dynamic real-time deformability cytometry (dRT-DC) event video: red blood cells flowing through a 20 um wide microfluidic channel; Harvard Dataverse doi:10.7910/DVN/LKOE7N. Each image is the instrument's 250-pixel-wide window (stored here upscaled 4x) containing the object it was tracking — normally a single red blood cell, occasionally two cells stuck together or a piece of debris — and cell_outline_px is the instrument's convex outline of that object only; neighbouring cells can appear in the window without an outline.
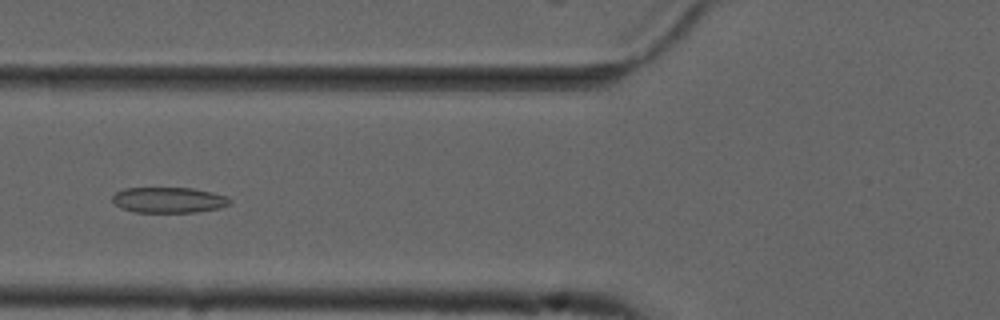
{"species": "common noctule bat (a hibernating species)", "species_latin": "Nyctalus noctula", "temperature_condition": "cold", "stored_images_in_passage": 54, "camera_frame_rate_fps": 3000, "um_per_image_px": 0.085, "animal": {"sex": "male", "forearm_length_mm": 52.5}, "frame": {"image": 1, "passage_image": 21, "time_ms": 6.667, "image_size_px": [1000, 320], "cell_outline_px": [[232, 200], [228, 204], [220, 208], [196, 212], [132, 212], [120, 208], [112, 200], [112, 196], [116, 192], [124, 188], [192, 188], [212, 192], [228, 196]], "centroid_in_image_um": [14.34, 17.0], "position_along_channel_um": 111.5, "area_um2": 17.63}}
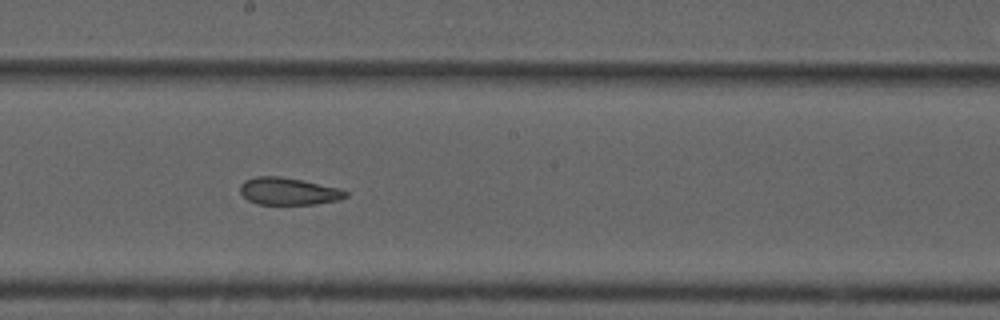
{"frame": {"image": 2, "passage_image": 30, "time_ms": 9.667, "image_size_px": [1000, 320], "cell_outline_px": [[348, 196], [336, 200], [316, 204], [256, 204], [248, 200], [240, 192], [240, 184], [244, 180], [256, 176], [280, 176], [340, 188], [348, 192]], "centroid_in_image_um": [24.49, 16.25], "position_along_channel_um": 223.7, "area_um2": 16.7}}
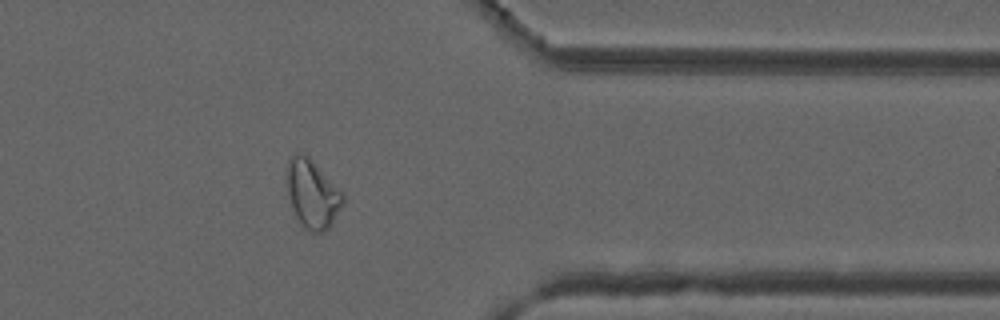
{"frame": {"image": 3, "passage_image": 44, "time_ms": 14.333, "image_size_px": [1000, 320], "cell_outline_px": [[344, 204], [328, 228], [324, 232], [312, 232], [304, 228], [296, 216], [292, 208], [288, 192], [288, 160], [292, 156], [300, 152], [308, 156], [344, 192]], "centroid_in_image_um": [26.59, 16.49], "position_along_channel_um": 384.8, "area_um2": 22.14}, "authors_computed_cell_mechanics": {"area_um2": 20.9236, "velocity_mm_per_s": 3.7316, "shape_relaxation_time_tau1_ms": null, "shape_relaxation_time_tau2_ms": 1.7001, "deformation_change_tau1": null, "deformation_change_tau2": 0.0775}}